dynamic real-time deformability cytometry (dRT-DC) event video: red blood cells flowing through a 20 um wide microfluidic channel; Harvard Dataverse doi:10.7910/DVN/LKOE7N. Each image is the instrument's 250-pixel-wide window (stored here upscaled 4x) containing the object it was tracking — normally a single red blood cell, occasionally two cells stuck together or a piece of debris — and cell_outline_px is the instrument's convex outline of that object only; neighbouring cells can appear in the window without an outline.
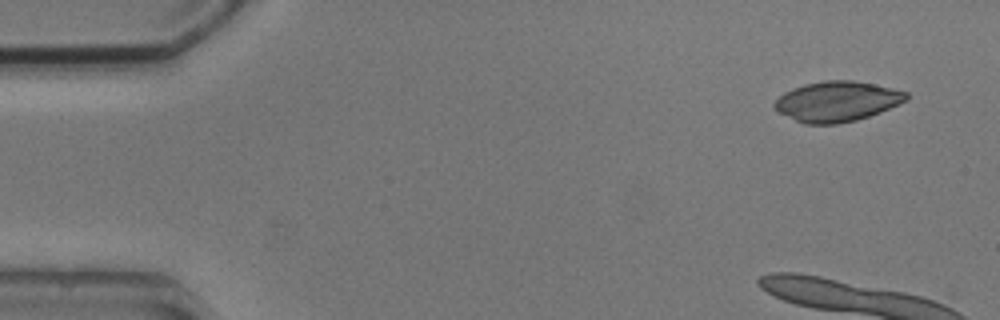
{"species": "common noctule bat (a hibernating species)", "species_latin": "Nyctalus noctula", "temperature_condition": "cold", "stored_images_in_passage": 4, "camera_frame_rate_fps": 3000, "um_per_image_px": 0.085, "animal": {"sex": "male", "body_mass_g": 20.5, "forearm_length_mm": 52.5}, "frame": {"image": 1, "passage_image": 1, "time_ms": 0.0, "image_size_px": [1000, 320], "cell_outline_px": [[908, 100], [880, 112], [856, 120], [836, 124], [804, 124], [772, 108], [772, 104], [784, 92], [792, 88], [804, 84], [824, 80], [852, 80], [892, 88], [908, 92]], "centroid_in_image_um": [71.13, 8.61], "position_along_channel_um": 13.9, "area_um2": 30.81}}